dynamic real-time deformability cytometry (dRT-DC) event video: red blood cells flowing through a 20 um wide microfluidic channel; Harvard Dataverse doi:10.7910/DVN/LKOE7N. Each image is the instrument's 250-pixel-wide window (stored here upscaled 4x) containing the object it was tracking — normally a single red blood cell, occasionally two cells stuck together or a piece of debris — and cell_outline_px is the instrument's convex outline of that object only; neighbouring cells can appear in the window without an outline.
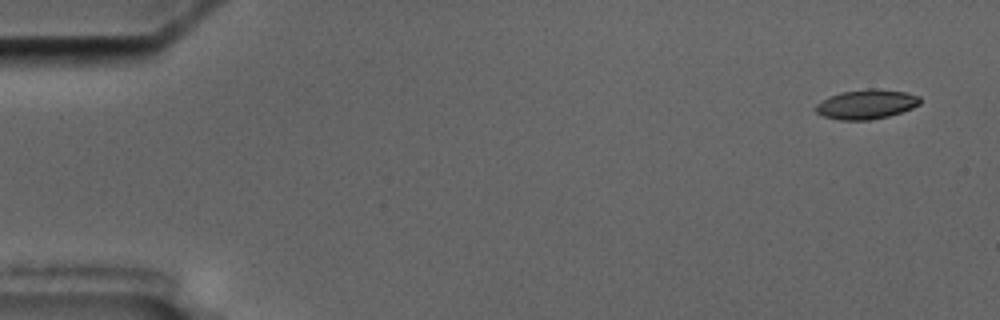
{"species": "common noctule bat (a hibernating species)", "species_latin": "Nyctalus noctula", "temperature_condition": "cold", "stored_images_in_passage": 6, "camera_frame_rate_fps": 3000, "um_per_image_px": 0.085, "animal": {"sex": "male", "body_mass_g": 17.5, "forearm_length_mm": 52.3}, "frame": {"image": 1, "passage_image": 1, "time_ms": 0.0, "image_size_px": [1000, 320], "cell_outline_px": [[920, 104], [912, 108], [888, 116], [868, 120], [840, 120], [824, 116], [816, 112], [816, 104], [828, 96], [840, 92], [868, 88], [876, 88], [908, 92], [920, 96]], "centroid_in_image_um": [73.65, 8.84], "position_along_channel_um": 11.4, "area_um2": 18.03}}
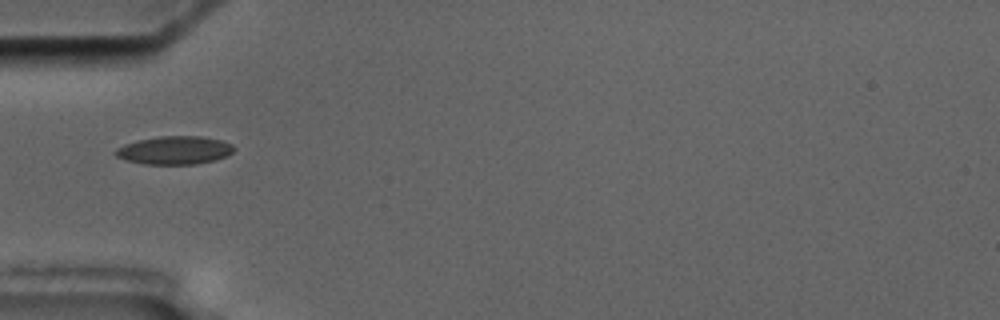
{"frame": {"image": 2, "passage_image": 5, "time_ms": 5.333, "image_size_px": [1000, 320], "cell_outline_px": [[236, 148], [228, 156], [216, 160], [196, 164], [144, 164], [124, 160], [116, 156], [112, 152], [116, 148], [124, 144], [136, 140], [156, 136], [200, 136], [220, 140], [232, 144]], "centroid_in_image_um": [14.81, 12.77], "position_along_channel_um": 70.2, "area_um2": 19.77}}